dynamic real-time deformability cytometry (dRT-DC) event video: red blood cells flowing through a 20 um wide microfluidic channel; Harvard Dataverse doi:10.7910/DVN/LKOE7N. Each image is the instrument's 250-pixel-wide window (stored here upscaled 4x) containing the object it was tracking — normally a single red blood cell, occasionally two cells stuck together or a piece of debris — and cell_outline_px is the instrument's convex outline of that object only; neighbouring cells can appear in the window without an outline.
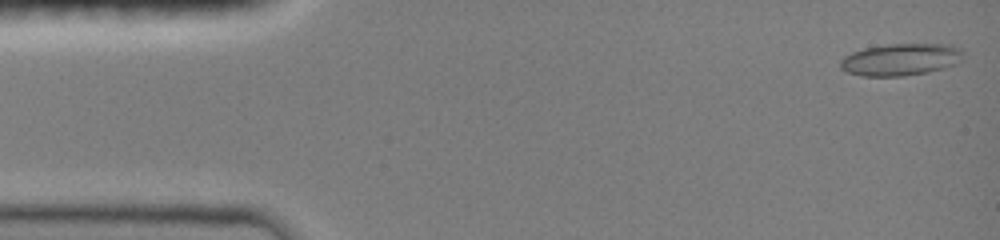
{"species": "common noctule bat (a hibernating species)", "species_latin": "Nyctalus noctula", "temperature_condition": "room temperature", "stored_images_in_passage": 15, "camera_frame_rate_fps": 3000, "um_per_image_px": 0.085, "animal": {"sex": "female", "body_mass_g": 19.0, "forearm_length_mm": 51.5}, "frame": {"image": 1, "passage_image": 1, "time_ms": 0.0, "image_size_px": [1000, 240], "cell_outline_px": [[964, 56], [956, 64], [944, 68], [928, 72], [904, 76], [860, 76], [848, 72], [840, 68], [840, 60], [844, 56], [852, 52], [864, 48], [888, 44], [952, 44], [960, 48]], "centroid_in_image_um": [76.57, 5.06], "position_along_channel_um": 8.4, "area_um2": 23.12}}
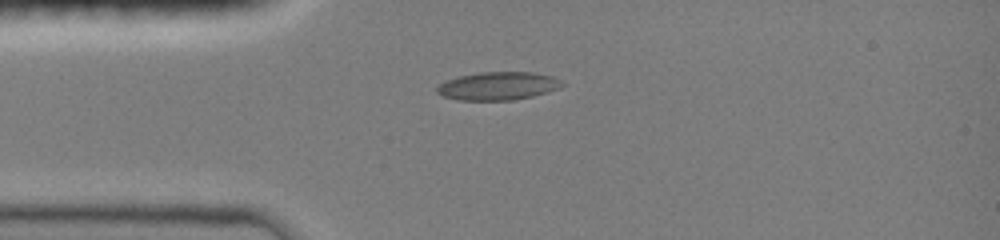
{"frame": {"image": 2, "passage_image": 11, "time_ms": 3.333, "image_size_px": [1000, 240], "cell_outline_px": [[564, 84], [560, 88], [548, 92], [532, 96], [512, 100], [460, 100], [444, 96], [436, 92], [436, 88], [440, 84], [448, 80], [460, 76], [480, 72], [532, 72], [552, 76], [560, 80]], "centroid_in_image_um": [42.36, 7.31], "position_along_channel_um": 42.6, "area_um2": 20.35}}
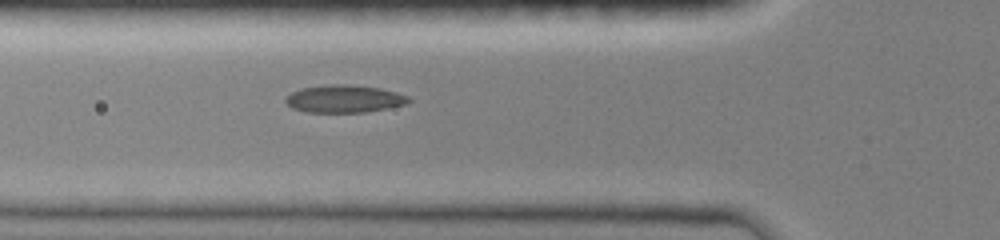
{"frame": {"image": 3, "passage_image": 15, "time_ms": 4.667, "image_size_px": [1000, 240], "cell_outline_px": [[412, 100], [408, 104], [364, 112], [308, 112], [292, 108], [284, 100], [292, 92], [304, 88], [328, 84], [344, 84], [380, 88], [396, 92], [408, 96]], "centroid_in_image_um": [29.29, 8.4], "position_along_channel_um": 96.5, "area_um2": 19.59}}